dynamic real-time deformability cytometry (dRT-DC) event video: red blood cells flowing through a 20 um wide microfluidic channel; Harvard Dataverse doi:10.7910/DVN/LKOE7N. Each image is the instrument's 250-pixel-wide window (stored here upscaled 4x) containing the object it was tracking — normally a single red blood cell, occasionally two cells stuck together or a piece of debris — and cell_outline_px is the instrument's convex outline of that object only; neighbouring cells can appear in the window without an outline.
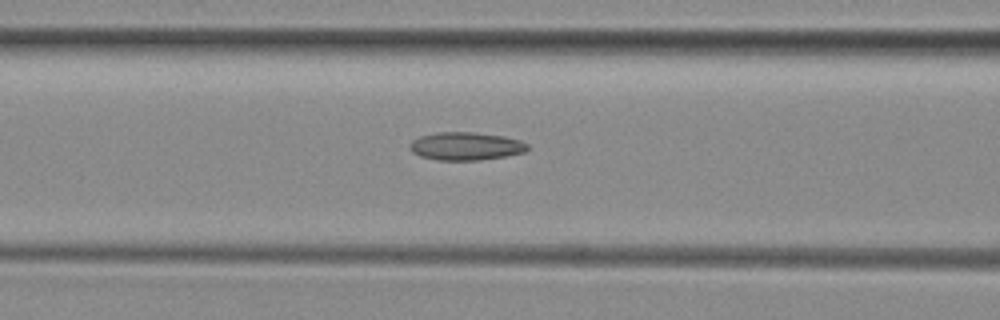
{"species": "common noctule bat (a hibernating species)", "species_latin": "Nyctalus noctula", "temperature_condition": "room temperature", "stored_images_in_passage": 25, "camera_frame_rate_fps": 3000, "um_per_image_px": 0.085, "animal": {"sex": "female", "body_mass_g": 29.2, "forearm_length_mm": 56.3}, "frame": {"image": 1, "passage_image": 21, "time_ms": 6.667, "image_size_px": [1000, 320], "cell_outline_px": [[528, 148], [524, 152], [504, 156], [480, 160], [436, 160], [420, 156], [412, 152], [408, 148], [408, 144], [412, 140], [420, 136], [436, 132], [472, 132], [504, 136], [520, 140], [528, 144]], "centroid_in_image_um": [39.55, 12.42], "position_along_channel_um": 127.1, "area_um2": 19.31}}
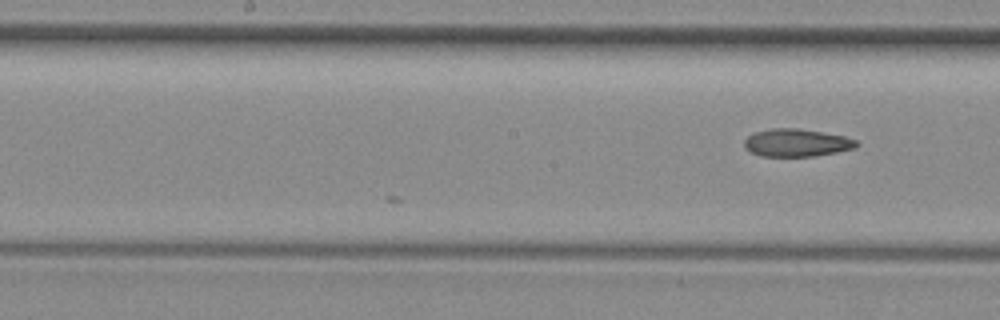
{"frame": {"image": 2, "passage_image": 25, "time_ms": 8.0, "image_size_px": [1000, 320], "cell_outline_px": [[860, 144], [856, 148], [836, 152], [812, 156], [760, 156], [744, 148], [744, 140], [748, 136], [756, 132], [772, 128], [796, 128], [844, 136], [856, 140]], "centroid_in_image_um": [67.71, 12.14], "position_along_channel_um": 180.5, "area_um2": 17.98}}